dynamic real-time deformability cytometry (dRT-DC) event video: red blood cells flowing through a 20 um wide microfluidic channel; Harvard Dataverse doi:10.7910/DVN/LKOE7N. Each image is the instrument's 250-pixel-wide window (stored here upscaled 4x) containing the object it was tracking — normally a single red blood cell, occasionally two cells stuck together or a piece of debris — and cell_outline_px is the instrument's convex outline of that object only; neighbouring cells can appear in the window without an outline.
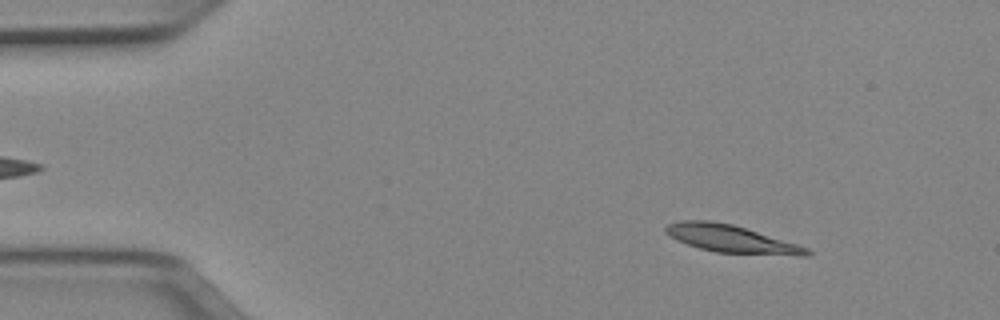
{"species": "Egyptian fruit bat (a non-hibernating species)", "species_latin": "Rousettus aegyptiacus", "temperature_condition": "cold", "stored_images_in_passage": 50, "camera_frame_rate_fps": 3000, "um_per_image_px": 0.085, "animal": {"sex": "female"}, "frame": {"image": 1, "passage_image": 6, "time_ms": 1.667, "image_size_px": [1000, 320], "cell_outline_px": [[812, 252], [808, 256], [800, 256], [716, 252], [700, 248], [676, 240], [664, 232], [664, 228], [668, 224], [680, 220], [708, 220], [732, 224], [796, 244], [808, 248]], "centroid_in_image_um": [62.12, 20.3], "position_along_channel_um": 22.9, "area_um2": 22.43}}
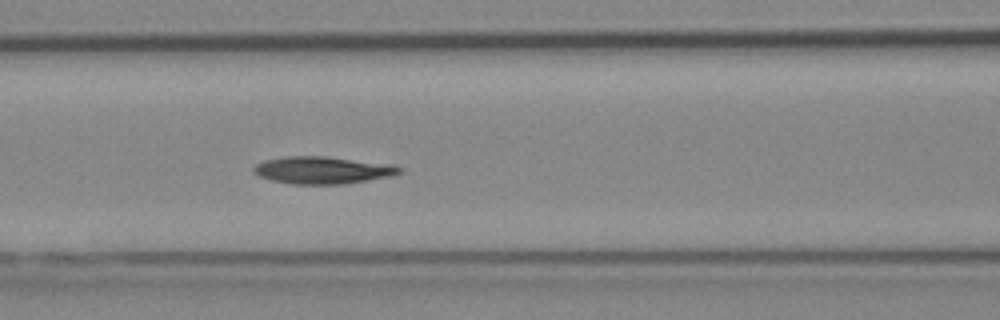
{"frame": {"image": 2, "passage_image": 21, "time_ms": 6.667, "image_size_px": [1000, 320], "cell_outline_px": [[404, 172], [392, 176], [344, 184], [292, 184], [272, 180], [260, 176], [252, 172], [252, 168], [256, 164], [264, 160], [284, 156], [328, 156], [392, 164], [404, 168]], "centroid_in_image_um": [27.46, 14.45], "position_along_channel_um": 139.1, "area_um2": 23.47}}
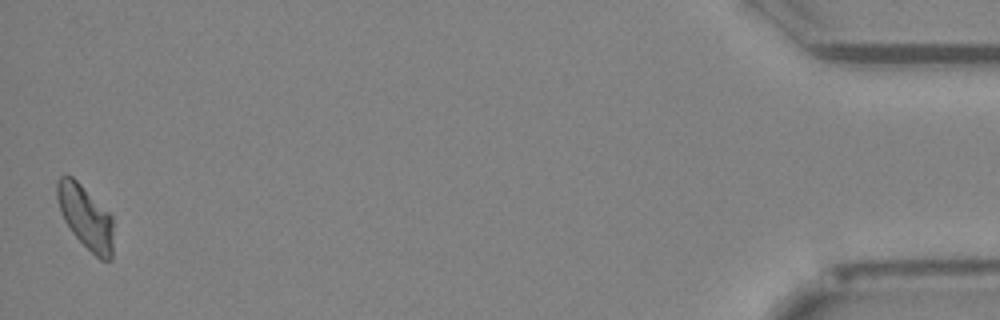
{"frame": {"image": 3, "passage_image": 50, "time_ms": 16.333, "image_size_px": [1000, 320], "cell_outline_px": [[112, 260], [100, 260], [72, 232], [64, 220], [60, 212], [56, 196], [56, 180], [64, 172], [72, 176], [112, 216]], "centroid_in_image_um": [7.24, 18.41], "position_along_channel_um": 428.0, "area_um2": 20.63}, "authors_computed_cell_mechanics": {"area_um2": 22.0796, "velocity_mm_per_s": 3.924, "shape_relaxation_time_tau1_ms": 5.9245, "shape_relaxation_time_tau2_ms": null, "deformation_change_tau1": 0.1671, "deformation_change_tau2": null}}